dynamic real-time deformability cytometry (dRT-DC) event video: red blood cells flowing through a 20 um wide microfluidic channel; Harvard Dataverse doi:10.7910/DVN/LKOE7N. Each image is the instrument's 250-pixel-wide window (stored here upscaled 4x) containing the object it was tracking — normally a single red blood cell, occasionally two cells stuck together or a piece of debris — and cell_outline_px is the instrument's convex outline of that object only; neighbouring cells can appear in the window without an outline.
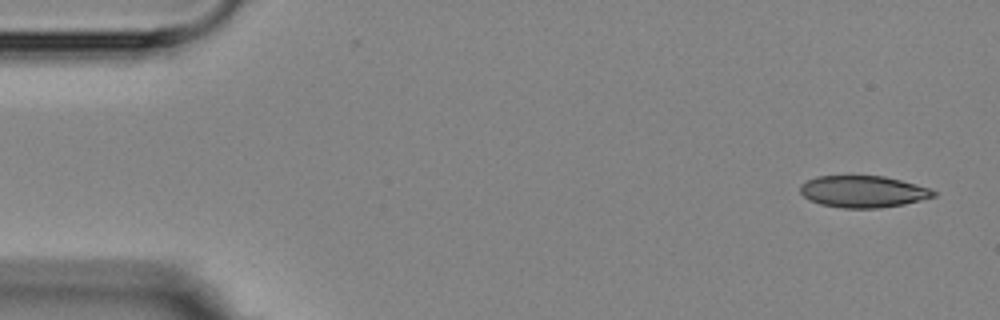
{"species": "Egyptian fruit bat (a non-hibernating species)", "species_latin": "Rousettus aegyptiacus", "temperature_condition": "room temperature", "stored_images_in_passage": 4, "camera_frame_rate_fps": 3000, "um_per_image_px": 0.085, "animal": {"sex": "female"}, "frame": {"image": 1, "passage_image": 1, "time_ms": 0.0, "image_size_px": [1000, 320], "cell_outline_px": [[936, 196], [904, 204], [880, 208], [844, 208], [820, 204], [808, 200], [800, 192], [800, 184], [816, 176], [884, 176], [916, 184], [928, 188], [936, 192]], "centroid_in_image_um": [73.34, 16.29], "position_along_channel_um": 11.7, "area_um2": 24.62}}
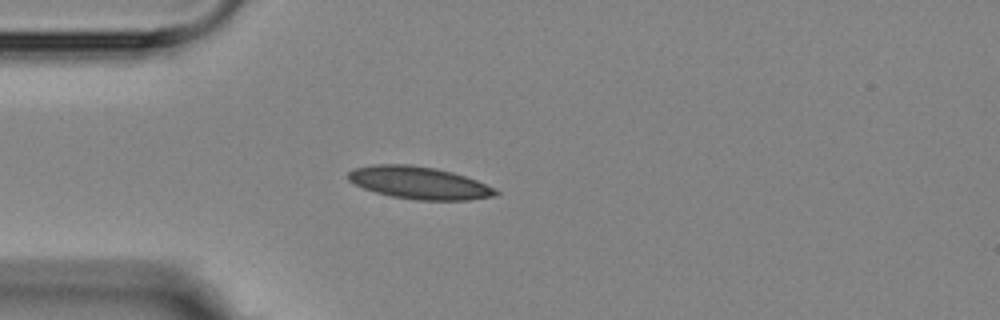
{"frame": {"image": 2, "passage_image": 4, "time_ms": 4.0, "image_size_px": [1000, 320], "cell_outline_px": [[500, 192], [492, 196], [468, 200], [416, 200], [392, 196], [376, 192], [364, 188], [348, 180], [348, 172], [356, 168], [372, 164], [408, 164], [432, 168], [452, 172], [476, 180]], "centroid_in_image_um": [35.59, 15.54], "position_along_channel_um": 49.4, "area_um2": 27.4}}